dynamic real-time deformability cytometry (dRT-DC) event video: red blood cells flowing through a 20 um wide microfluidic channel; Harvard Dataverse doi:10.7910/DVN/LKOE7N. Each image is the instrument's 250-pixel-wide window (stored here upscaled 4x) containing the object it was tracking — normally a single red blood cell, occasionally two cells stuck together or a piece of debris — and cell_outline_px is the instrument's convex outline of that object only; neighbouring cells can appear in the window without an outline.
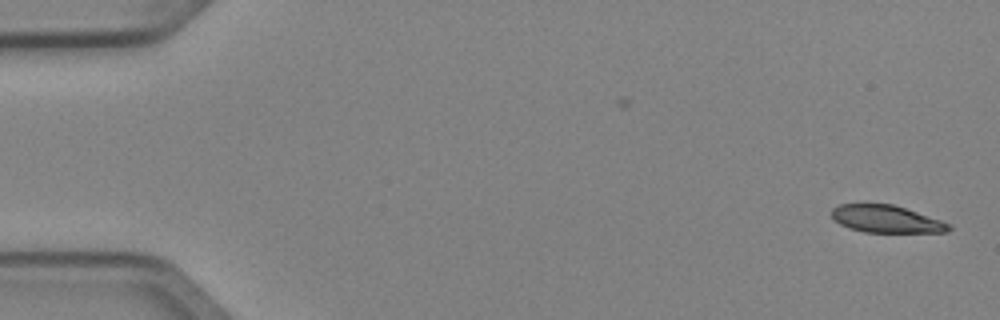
{"species": "Egyptian fruit bat (a non-hibernating species)", "species_latin": "Rousettus aegyptiacus", "temperature_condition": "cold", "stored_images_in_passage": 50, "camera_frame_rate_fps": 3000, "um_per_image_px": 0.085, "animal": {"sex": "female"}, "frame": {"image": 1, "passage_image": 1, "time_ms": 0.0, "image_size_px": [1000, 320], "cell_outline_px": [[952, 228], [948, 232], [864, 232], [848, 228], [840, 224], [832, 216], [832, 208], [840, 204], [892, 204], [952, 224]], "centroid_in_image_um": [75.34, 18.62], "position_along_channel_um": 9.7, "area_um2": 18.5}}
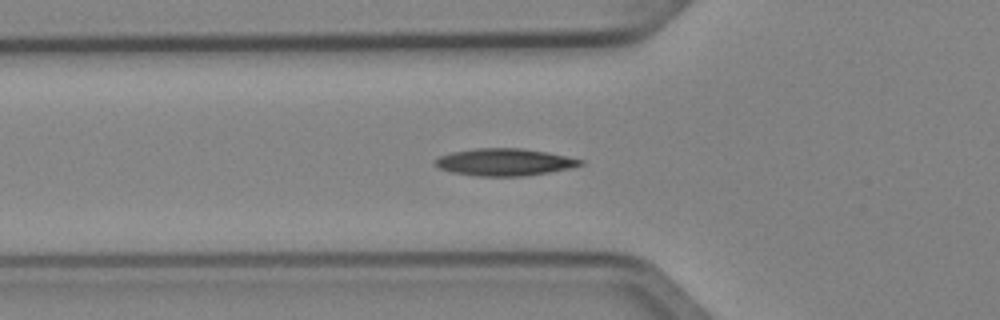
{"frame": {"image": 2, "passage_image": 17, "time_ms": 5.333, "image_size_px": [1000, 320], "cell_outline_px": [[584, 164], [572, 168], [524, 176], [476, 176], [452, 172], [440, 168], [436, 164], [436, 160], [440, 156], [452, 152], [476, 148], [520, 148], [548, 152], [584, 160]], "centroid_in_image_um": [42.93, 13.78], "position_along_channel_um": 82.9, "area_um2": 22.89}}
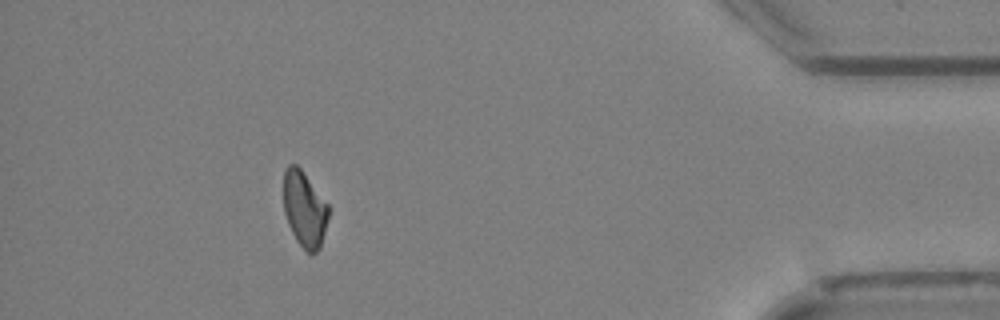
{"frame": {"image": 3, "passage_image": 45, "time_ms": 14.667, "image_size_px": [1000, 320], "cell_outline_px": [[328, 216], [320, 248], [312, 256], [296, 240], [288, 224], [284, 212], [284, 172], [288, 164], [296, 164], [300, 168], [328, 204]], "centroid_in_image_um": [25.87, 17.78], "position_along_channel_um": 409.3, "area_um2": 19.59}, "authors_computed_cell_mechanics": {"area_um2": 20.9525, "velocity_mm_per_s": 4.0582, "shape_relaxation_time_tau1_ms": 10.4069, "shape_relaxation_time_tau2_ms": null, "deformation_change_tau1": 0.1925, "deformation_change_tau2": null}}